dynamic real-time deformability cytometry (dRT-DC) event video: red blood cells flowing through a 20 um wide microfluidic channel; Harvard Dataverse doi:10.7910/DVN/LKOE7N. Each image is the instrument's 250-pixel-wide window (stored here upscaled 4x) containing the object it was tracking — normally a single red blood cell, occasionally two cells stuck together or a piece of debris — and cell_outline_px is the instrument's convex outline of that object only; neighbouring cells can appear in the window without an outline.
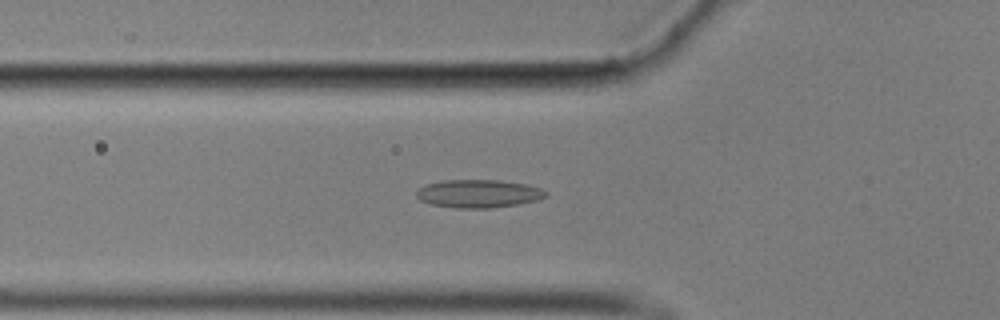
{"species": "common noctule bat (a hibernating species)", "species_latin": "Nyctalus noctula", "temperature_condition": "cold", "stored_images_in_passage": 57, "camera_frame_rate_fps": 3000, "um_per_image_px": 0.085, "animal": {"sex": "male", "body_mass_g": 17.9}, "frame": {"image": 1, "passage_image": 20, "time_ms": 6.333, "image_size_px": [1000, 320], "cell_outline_px": [[548, 196], [536, 200], [520, 204], [492, 208], [452, 208], [432, 204], [420, 200], [416, 196], [416, 192], [424, 184], [444, 180], [500, 180], [524, 184], [540, 188], [548, 192]], "centroid_in_image_um": [40.67, 16.46], "position_along_channel_um": 85.1, "area_um2": 21.27}}
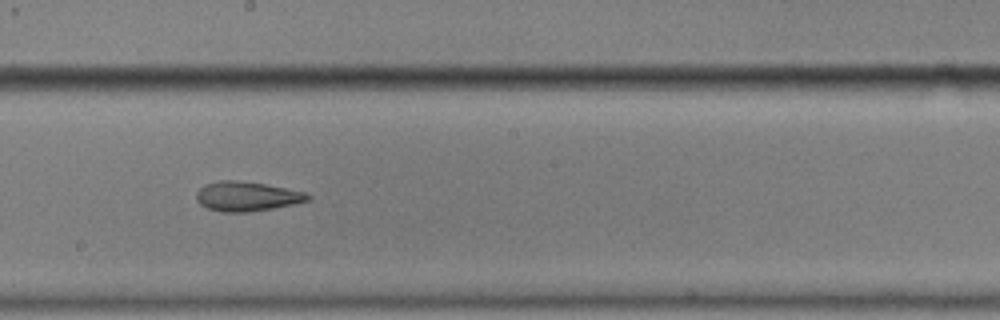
{"frame": {"image": 2, "passage_image": 32, "time_ms": 10.333, "image_size_px": [1000, 320], "cell_outline_px": [[312, 196], [308, 200], [292, 204], [272, 208], [248, 212], [220, 212], [208, 208], [200, 204], [196, 200], [196, 192], [204, 184], [220, 180], [236, 180], [264, 184], [308, 192]], "centroid_in_image_um": [20.96, 16.68], "position_along_channel_um": 227.2, "area_um2": 19.19}}
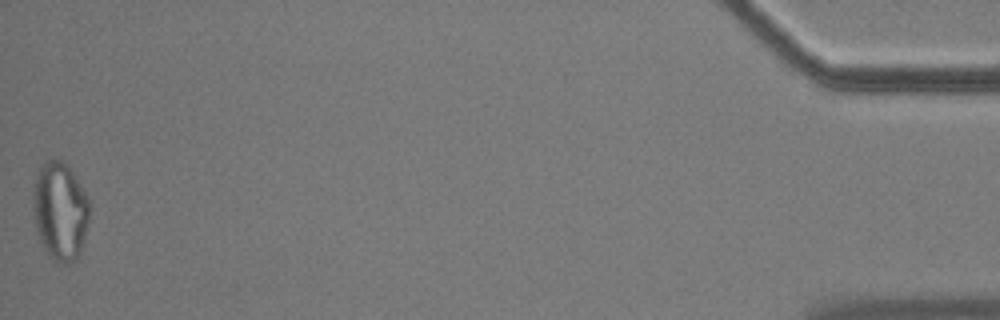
{"frame": {"image": 3, "passage_image": 57, "time_ms": 18.667, "image_size_px": [1000, 320], "cell_outline_px": [[88, 220], [84, 240], [80, 252], [76, 260], [68, 264], [60, 264], [48, 256], [40, 240], [36, 228], [32, 204], [36, 176], [40, 168], [48, 160], [60, 160], [72, 172], [88, 196]], "centroid_in_image_um": [5.1, 18.0], "position_along_channel_um": 430.1, "area_um2": 31.96}, "authors_computed_cell_mechanics": {"area_um2": 20.6346, "velocity_mm_per_s": 3.5306, "shape_relaxation_time_tau1_ms": null, "shape_relaxation_time_tau2_ms": 3.2014, "deformation_change_tau1": null, "deformation_change_tau2": 0.1187}}